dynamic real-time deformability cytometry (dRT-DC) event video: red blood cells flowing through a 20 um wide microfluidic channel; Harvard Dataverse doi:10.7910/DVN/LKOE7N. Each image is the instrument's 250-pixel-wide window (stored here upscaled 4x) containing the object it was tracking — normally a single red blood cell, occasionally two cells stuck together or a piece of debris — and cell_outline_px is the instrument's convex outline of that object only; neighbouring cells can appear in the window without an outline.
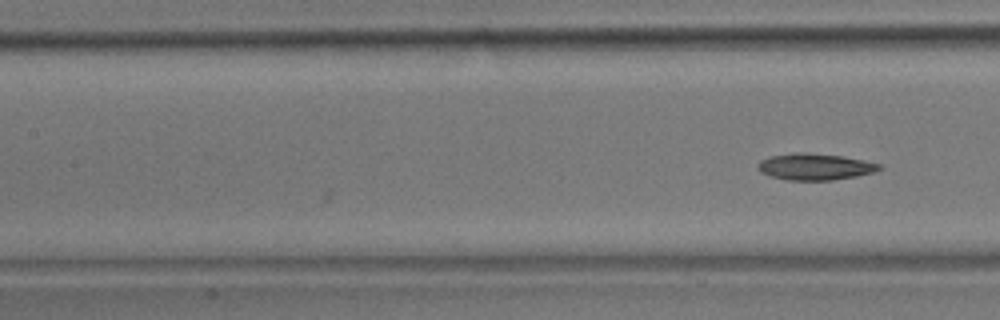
{"species": "common noctule bat (a hibernating species)", "species_latin": "Nyctalus noctula", "temperature_condition": "room temperature", "stored_images_in_passage": 8, "camera_frame_rate_fps": 3000, "um_per_image_px": 0.085, "animal": {"sex": "male", "body_mass_g": 17.9}, "frame": {"image": 1, "passage_image": 8, "time_ms": 2.333, "image_size_px": [1000, 320], "cell_outline_px": [[884, 168], [872, 172], [856, 176], [832, 180], [788, 180], [772, 176], [760, 172], [756, 168], [756, 164], [760, 160], [768, 156], [796, 152], [804, 152], [840, 156], [864, 160], [880, 164]], "centroid_in_image_um": [69.22, 14.16], "position_along_channel_um": 138.2, "area_um2": 18.79}}